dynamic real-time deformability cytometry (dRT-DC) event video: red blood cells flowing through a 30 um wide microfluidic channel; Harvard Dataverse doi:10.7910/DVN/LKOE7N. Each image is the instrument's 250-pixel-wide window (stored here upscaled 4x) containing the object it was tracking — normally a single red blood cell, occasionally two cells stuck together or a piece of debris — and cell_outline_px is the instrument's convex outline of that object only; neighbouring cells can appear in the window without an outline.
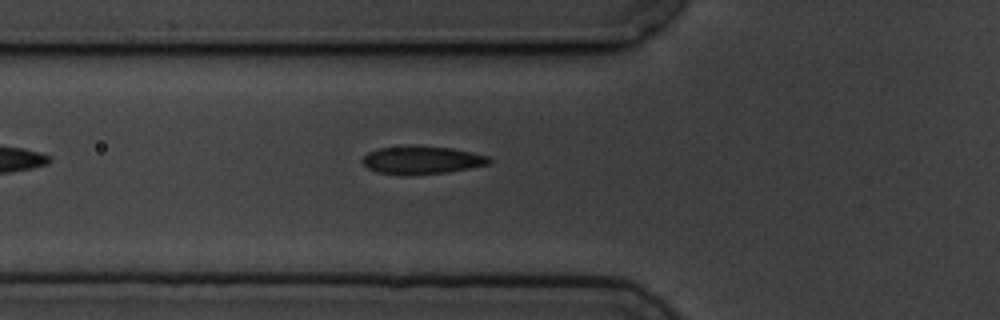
{"species": "common noctule bat (a hibernating species)", "species_latin": "Nyctalus noctula", "temperature_condition": "cold", "stored_images_in_passage": 3, "camera_frame_rate_fps": 3000, "um_per_image_px": 0.085, "animal": {"sex": "male", "body_mass_g": 19.5, "forearm_length_mm": 54.6}, "frame": {"image": 1, "passage_image": 3, "time_ms": 2.333, "image_size_px": [1000, 320], "cell_outline_px": [[492, 160], [488, 164], [468, 168], [444, 172], [412, 176], [376, 172], [368, 168], [360, 160], [368, 152], [380, 148], [452, 148], [488, 156]], "centroid_in_image_um": [35.83, 13.65], "position_along_channel_um": 90.0, "area_um2": 19.83}}